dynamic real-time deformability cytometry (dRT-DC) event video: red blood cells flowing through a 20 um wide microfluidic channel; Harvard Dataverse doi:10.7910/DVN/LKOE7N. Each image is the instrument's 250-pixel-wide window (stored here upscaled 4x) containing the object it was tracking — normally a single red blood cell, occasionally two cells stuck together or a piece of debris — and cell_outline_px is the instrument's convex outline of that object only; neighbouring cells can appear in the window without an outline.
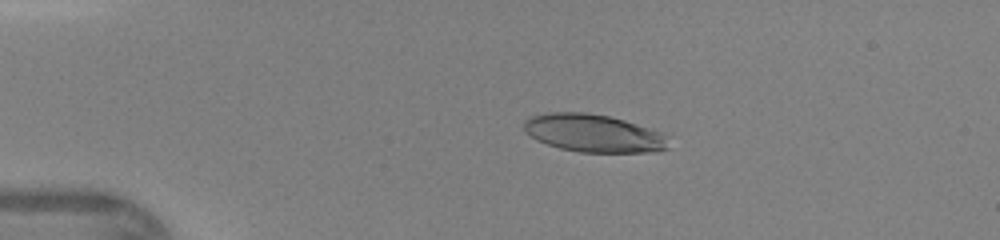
{"species": "human", "species_latin": "Homo sapiens", "temperature_condition": "warm", "stored_images_in_passage": 46, "camera_frame_rate_fps": 3000, "um_per_image_px": 0.085, "donor": {"sex": "female"}, "frame": {"image": 1, "passage_image": 10, "time_ms": 3.0, "image_size_px": [1000, 240], "cell_outline_px": [[668, 148], [656, 152], [580, 152], [560, 148], [536, 140], [524, 132], [524, 120], [532, 116], [552, 112], [584, 112], [608, 116], [624, 120], [660, 132], [664, 136]], "centroid_in_image_um": [50.4, 11.32], "position_along_channel_um": 34.6, "area_um2": 31.56}}
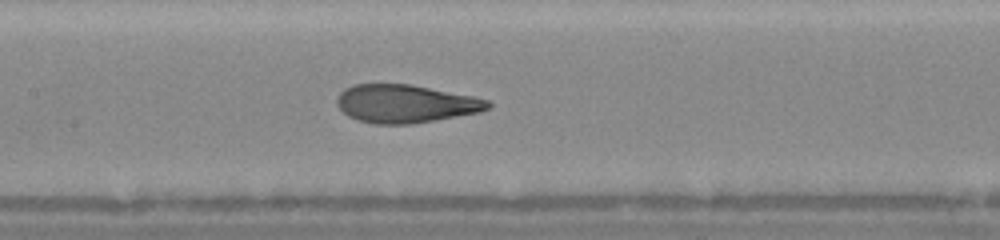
{"frame": {"image": 2, "passage_image": 23, "time_ms": 7.333, "image_size_px": [1000, 240], "cell_outline_px": [[492, 104], [488, 108], [480, 112], [412, 124], [376, 124], [360, 120], [348, 116], [336, 104], [336, 100], [340, 92], [344, 88], [352, 84], [412, 84], [472, 96], [488, 100]], "centroid_in_image_um": [34.45, 8.81], "position_along_channel_um": 173.0, "area_um2": 33.47}}
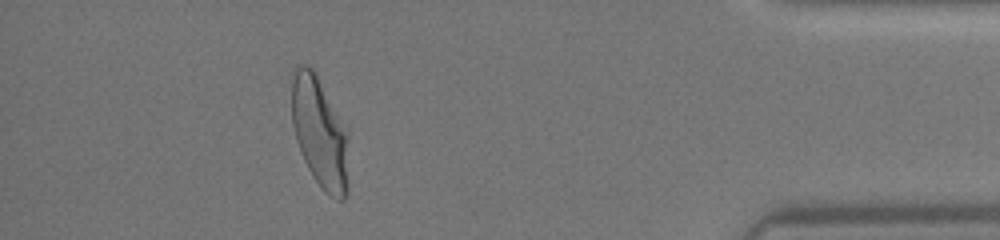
{"frame": {"image": 3, "passage_image": 42, "time_ms": 13.667, "image_size_px": [1000, 240], "cell_outline_px": [[348, 192], [344, 200], [340, 200], [324, 192], [312, 176], [300, 152], [296, 140], [292, 124], [292, 72], [296, 64], [304, 64], [312, 68], [316, 72], [348, 136]], "centroid_in_image_um": [27.16, 11.28], "position_along_channel_um": 408.0, "area_um2": 36.76}}